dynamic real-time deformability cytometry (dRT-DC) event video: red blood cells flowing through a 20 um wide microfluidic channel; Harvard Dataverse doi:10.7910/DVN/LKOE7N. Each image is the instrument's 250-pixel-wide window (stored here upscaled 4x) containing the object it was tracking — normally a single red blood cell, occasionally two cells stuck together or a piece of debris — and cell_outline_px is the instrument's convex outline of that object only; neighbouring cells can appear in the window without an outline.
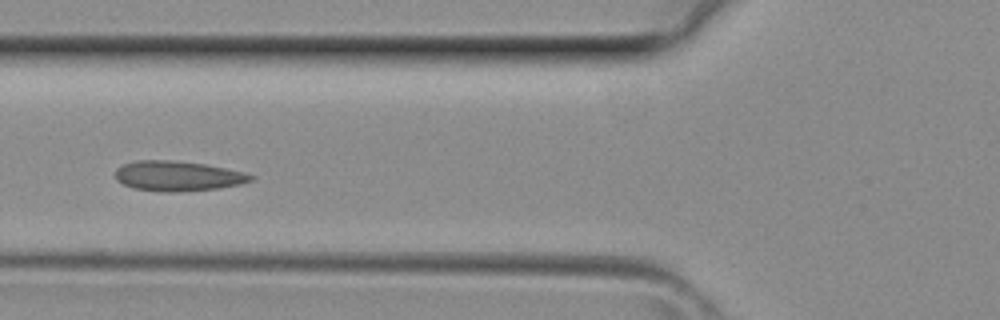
{"species": "common noctule bat (a hibernating species)", "species_latin": "Nyctalus noctula", "temperature_condition": "room temperature", "stored_images_in_passage": 30, "camera_frame_rate_fps": 3000, "um_per_image_px": 0.085, "animal": {"sex": "female", "body_mass_g": 29.2, "forearm_length_mm": 56.3}, "frame": {"image": 1, "passage_image": 5, "time_ms": 1.333, "image_size_px": [1000, 320], "cell_outline_px": [[256, 176], [252, 180], [240, 184], [220, 188], [176, 192], [160, 192], [132, 188], [116, 180], [116, 168], [124, 164], [136, 160], [172, 160], [204, 164], [244, 172]], "centroid_in_image_um": [15.1, 14.96], "position_along_channel_um": 110.7, "area_um2": 23.76}}